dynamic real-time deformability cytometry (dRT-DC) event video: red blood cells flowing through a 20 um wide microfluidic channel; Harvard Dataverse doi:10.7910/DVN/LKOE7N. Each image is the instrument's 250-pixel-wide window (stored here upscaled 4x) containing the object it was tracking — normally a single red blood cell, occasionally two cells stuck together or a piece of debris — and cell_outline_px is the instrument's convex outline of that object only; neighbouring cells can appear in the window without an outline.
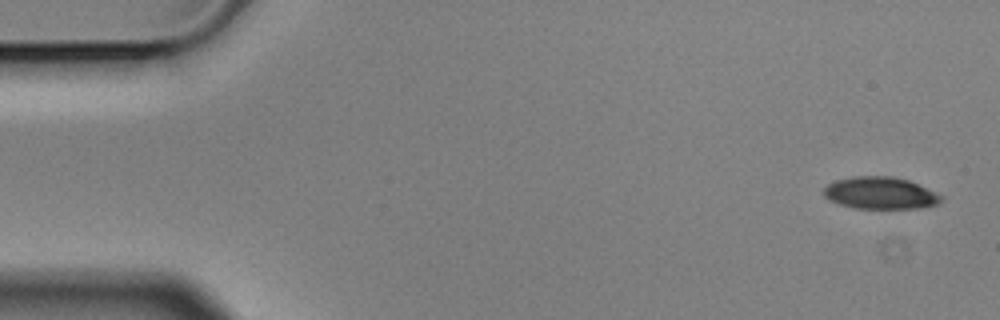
{"species": "Egyptian fruit bat (a non-hibernating species)", "species_latin": "Rousettus aegyptiacus", "temperature_condition": "cold", "stored_images_in_passage": 5, "camera_frame_rate_fps": 3000, "um_per_image_px": 0.085, "animal": {"sex": "male"}, "frame": {"image": 1, "passage_image": 1, "time_ms": 0.0, "image_size_px": [1000, 320], "cell_outline_px": [[944, 200], [936, 204], [920, 208], [856, 208], [840, 204], [828, 200], [824, 196], [824, 188], [828, 184], [836, 180], [852, 176], [892, 176], [908, 180], [944, 196]], "centroid_in_image_um": [74.82, 16.4], "position_along_channel_um": 10.2, "area_um2": 21.91}}
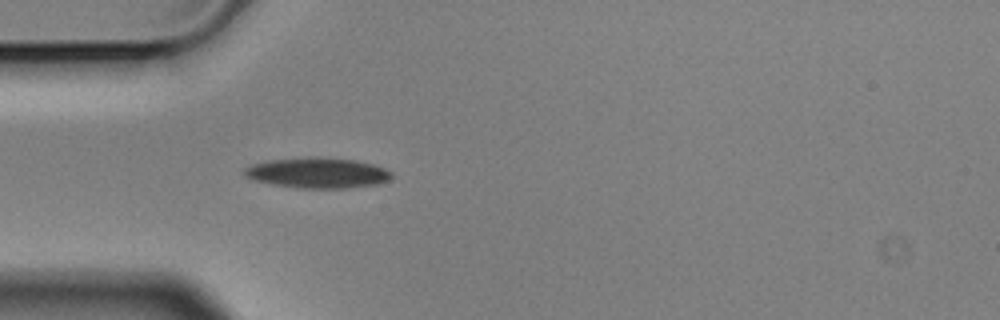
{"frame": {"image": 2, "passage_image": 5, "time_ms": 1.333, "image_size_px": [1000, 320], "cell_outline_px": [[392, 176], [388, 180], [380, 184], [348, 188], [300, 188], [272, 184], [256, 180], [244, 176], [244, 168], [252, 164], [268, 160], [316, 156], [320, 156], [356, 160], [372, 164], [384, 168], [392, 172]], "centroid_in_image_um": [27.01, 14.68], "position_along_channel_um": 58.0, "area_um2": 26.3}}